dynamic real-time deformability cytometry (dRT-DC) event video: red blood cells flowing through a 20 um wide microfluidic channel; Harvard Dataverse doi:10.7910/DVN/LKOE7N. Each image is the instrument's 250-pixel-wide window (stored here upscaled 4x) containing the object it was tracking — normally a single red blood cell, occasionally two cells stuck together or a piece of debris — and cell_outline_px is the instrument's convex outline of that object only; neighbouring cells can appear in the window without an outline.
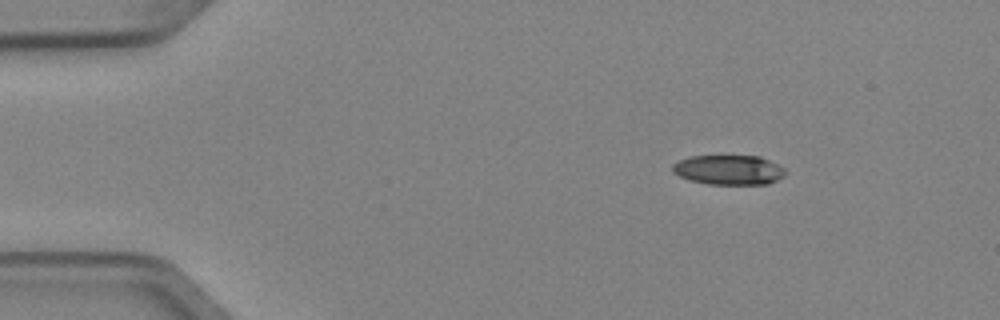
{"species": "Egyptian fruit bat (a non-hibernating species)", "species_latin": "Rousettus aegyptiacus", "temperature_condition": "cold", "stored_images_in_passage": 4, "segment_of_instrument_passage": [1, 2], "camera_frame_rate_fps": 3000, "um_per_image_px": 0.085, "animal": {"sex": "female"}, "frame": {"image": 1, "passage_image": 1, "time_ms": 0.0, "image_size_px": [1000, 320], "cell_outline_px": [[788, 172], [784, 176], [768, 184], [708, 184], [688, 180], [672, 172], [672, 164], [680, 160], [692, 156], [760, 156], [784, 168]], "centroid_in_image_um": [61.94, 14.44], "position_along_channel_um": 23.1, "area_um2": 19.54}}